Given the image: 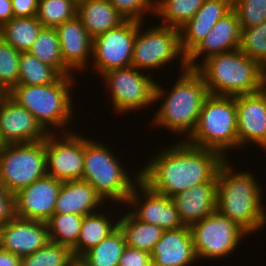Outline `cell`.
<instances>
[{
  "label": "cell",
  "instance_id": "277c9868",
  "mask_svg": "<svg viewBox=\"0 0 266 266\" xmlns=\"http://www.w3.org/2000/svg\"><path fill=\"white\" fill-rule=\"evenodd\" d=\"M211 95L252 94L265 88L264 68L240 49L206 58L195 68Z\"/></svg>",
  "mask_w": 266,
  "mask_h": 266
},
{
  "label": "cell",
  "instance_id": "74e56055",
  "mask_svg": "<svg viewBox=\"0 0 266 266\" xmlns=\"http://www.w3.org/2000/svg\"><path fill=\"white\" fill-rule=\"evenodd\" d=\"M241 30L266 21V0H232Z\"/></svg>",
  "mask_w": 266,
  "mask_h": 266
},
{
  "label": "cell",
  "instance_id": "f6af8a7d",
  "mask_svg": "<svg viewBox=\"0 0 266 266\" xmlns=\"http://www.w3.org/2000/svg\"><path fill=\"white\" fill-rule=\"evenodd\" d=\"M9 96V90L0 83V103Z\"/></svg>",
  "mask_w": 266,
  "mask_h": 266
},
{
  "label": "cell",
  "instance_id": "9a60e30c",
  "mask_svg": "<svg viewBox=\"0 0 266 266\" xmlns=\"http://www.w3.org/2000/svg\"><path fill=\"white\" fill-rule=\"evenodd\" d=\"M238 148L256 144L266 152V88L235 96Z\"/></svg>",
  "mask_w": 266,
  "mask_h": 266
},
{
  "label": "cell",
  "instance_id": "9c48e42d",
  "mask_svg": "<svg viewBox=\"0 0 266 266\" xmlns=\"http://www.w3.org/2000/svg\"><path fill=\"white\" fill-rule=\"evenodd\" d=\"M47 175L45 140L7 144L0 151V184L10 193Z\"/></svg>",
  "mask_w": 266,
  "mask_h": 266
},
{
  "label": "cell",
  "instance_id": "d6986e66",
  "mask_svg": "<svg viewBox=\"0 0 266 266\" xmlns=\"http://www.w3.org/2000/svg\"><path fill=\"white\" fill-rule=\"evenodd\" d=\"M241 28L236 12L232 9L219 19L204 39L186 56L187 67L195 69L201 60L210 56L236 50L240 47ZM198 60V61H197ZM198 62V63H197Z\"/></svg>",
  "mask_w": 266,
  "mask_h": 266
},
{
  "label": "cell",
  "instance_id": "ee69618b",
  "mask_svg": "<svg viewBox=\"0 0 266 266\" xmlns=\"http://www.w3.org/2000/svg\"><path fill=\"white\" fill-rule=\"evenodd\" d=\"M0 266H21V258L0 248Z\"/></svg>",
  "mask_w": 266,
  "mask_h": 266
},
{
  "label": "cell",
  "instance_id": "7bdbcfd3",
  "mask_svg": "<svg viewBox=\"0 0 266 266\" xmlns=\"http://www.w3.org/2000/svg\"><path fill=\"white\" fill-rule=\"evenodd\" d=\"M14 17L11 0H0V27Z\"/></svg>",
  "mask_w": 266,
  "mask_h": 266
},
{
  "label": "cell",
  "instance_id": "6da1fadb",
  "mask_svg": "<svg viewBox=\"0 0 266 266\" xmlns=\"http://www.w3.org/2000/svg\"><path fill=\"white\" fill-rule=\"evenodd\" d=\"M157 152L140 170V180L155 193L172 197L197 184L217 182L226 159L217 151L178 141Z\"/></svg>",
  "mask_w": 266,
  "mask_h": 266
},
{
  "label": "cell",
  "instance_id": "7c38bea8",
  "mask_svg": "<svg viewBox=\"0 0 266 266\" xmlns=\"http://www.w3.org/2000/svg\"><path fill=\"white\" fill-rule=\"evenodd\" d=\"M137 21L126 20L93 39L92 64L101 77L110 70L131 66Z\"/></svg>",
  "mask_w": 266,
  "mask_h": 266
},
{
  "label": "cell",
  "instance_id": "ba28073f",
  "mask_svg": "<svg viewBox=\"0 0 266 266\" xmlns=\"http://www.w3.org/2000/svg\"><path fill=\"white\" fill-rule=\"evenodd\" d=\"M143 24V25H142ZM143 22L137 21V32L133 44L131 66L143 72L147 69L163 68L170 62L181 59V71L186 70V55L181 50L180 33L178 29L166 25H153L147 30L142 28ZM142 29V31H141ZM145 29V30H143Z\"/></svg>",
  "mask_w": 266,
  "mask_h": 266
},
{
  "label": "cell",
  "instance_id": "bcb514c9",
  "mask_svg": "<svg viewBox=\"0 0 266 266\" xmlns=\"http://www.w3.org/2000/svg\"><path fill=\"white\" fill-rule=\"evenodd\" d=\"M71 266H87V265L84 264L79 258H76V259L72 262Z\"/></svg>",
  "mask_w": 266,
  "mask_h": 266
},
{
  "label": "cell",
  "instance_id": "8d00e7d4",
  "mask_svg": "<svg viewBox=\"0 0 266 266\" xmlns=\"http://www.w3.org/2000/svg\"><path fill=\"white\" fill-rule=\"evenodd\" d=\"M20 55V51L0 38V83L9 91L19 82Z\"/></svg>",
  "mask_w": 266,
  "mask_h": 266
},
{
  "label": "cell",
  "instance_id": "44dd1931",
  "mask_svg": "<svg viewBox=\"0 0 266 266\" xmlns=\"http://www.w3.org/2000/svg\"><path fill=\"white\" fill-rule=\"evenodd\" d=\"M151 257L152 266H190L198 261L190 227L164 230Z\"/></svg>",
  "mask_w": 266,
  "mask_h": 266
},
{
  "label": "cell",
  "instance_id": "cb8c5ba5",
  "mask_svg": "<svg viewBox=\"0 0 266 266\" xmlns=\"http://www.w3.org/2000/svg\"><path fill=\"white\" fill-rule=\"evenodd\" d=\"M103 202V203H102ZM105 201L95 188L84 180L63 181L57 196L54 213H74L86 216L96 212Z\"/></svg>",
  "mask_w": 266,
  "mask_h": 266
},
{
  "label": "cell",
  "instance_id": "ac0fdd59",
  "mask_svg": "<svg viewBox=\"0 0 266 266\" xmlns=\"http://www.w3.org/2000/svg\"><path fill=\"white\" fill-rule=\"evenodd\" d=\"M0 131L6 144L39 142L49 134L34 115L9 96L0 103Z\"/></svg>",
  "mask_w": 266,
  "mask_h": 266
},
{
  "label": "cell",
  "instance_id": "83f0119b",
  "mask_svg": "<svg viewBox=\"0 0 266 266\" xmlns=\"http://www.w3.org/2000/svg\"><path fill=\"white\" fill-rule=\"evenodd\" d=\"M43 26L36 18L13 17L0 27V38L20 52H28Z\"/></svg>",
  "mask_w": 266,
  "mask_h": 266
},
{
  "label": "cell",
  "instance_id": "7a4b0ae2",
  "mask_svg": "<svg viewBox=\"0 0 266 266\" xmlns=\"http://www.w3.org/2000/svg\"><path fill=\"white\" fill-rule=\"evenodd\" d=\"M180 75L170 92L156 82L154 102L161 99L163 103H160L151 124L183 135L185 139L182 141H185L194 132L202 105L209 93L204 80L195 69L187 68Z\"/></svg>",
  "mask_w": 266,
  "mask_h": 266
},
{
  "label": "cell",
  "instance_id": "d590c367",
  "mask_svg": "<svg viewBox=\"0 0 266 266\" xmlns=\"http://www.w3.org/2000/svg\"><path fill=\"white\" fill-rule=\"evenodd\" d=\"M240 51L266 67V21L254 27L241 30Z\"/></svg>",
  "mask_w": 266,
  "mask_h": 266
},
{
  "label": "cell",
  "instance_id": "d6a6232c",
  "mask_svg": "<svg viewBox=\"0 0 266 266\" xmlns=\"http://www.w3.org/2000/svg\"><path fill=\"white\" fill-rule=\"evenodd\" d=\"M62 75L53 67L41 62L29 52H21L19 59V82L23 85L55 83Z\"/></svg>",
  "mask_w": 266,
  "mask_h": 266
},
{
  "label": "cell",
  "instance_id": "60d3db41",
  "mask_svg": "<svg viewBox=\"0 0 266 266\" xmlns=\"http://www.w3.org/2000/svg\"><path fill=\"white\" fill-rule=\"evenodd\" d=\"M15 217V194L0 184V227Z\"/></svg>",
  "mask_w": 266,
  "mask_h": 266
},
{
  "label": "cell",
  "instance_id": "d4e9b609",
  "mask_svg": "<svg viewBox=\"0 0 266 266\" xmlns=\"http://www.w3.org/2000/svg\"><path fill=\"white\" fill-rule=\"evenodd\" d=\"M76 16L93 39L126 21L108 0H81Z\"/></svg>",
  "mask_w": 266,
  "mask_h": 266
},
{
  "label": "cell",
  "instance_id": "5b68a950",
  "mask_svg": "<svg viewBox=\"0 0 266 266\" xmlns=\"http://www.w3.org/2000/svg\"><path fill=\"white\" fill-rule=\"evenodd\" d=\"M76 80L74 76H61L51 84H18L9 91V97L34 115L48 133L56 127L59 133L70 132L63 127H68L74 115L71 89Z\"/></svg>",
  "mask_w": 266,
  "mask_h": 266
},
{
  "label": "cell",
  "instance_id": "52a82bcc",
  "mask_svg": "<svg viewBox=\"0 0 266 266\" xmlns=\"http://www.w3.org/2000/svg\"><path fill=\"white\" fill-rule=\"evenodd\" d=\"M119 160L106 144L84 137L82 180L91 184L105 202L126 204L135 183L140 181V171L136 178H130Z\"/></svg>",
  "mask_w": 266,
  "mask_h": 266
},
{
  "label": "cell",
  "instance_id": "30bf717a",
  "mask_svg": "<svg viewBox=\"0 0 266 266\" xmlns=\"http://www.w3.org/2000/svg\"><path fill=\"white\" fill-rule=\"evenodd\" d=\"M197 258L222 259L236 250L248 234L233 220L215 210L190 226ZM240 241V242H239Z\"/></svg>",
  "mask_w": 266,
  "mask_h": 266
},
{
  "label": "cell",
  "instance_id": "484cf974",
  "mask_svg": "<svg viewBox=\"0 0 266 266\" xmlns=\"http://www.w3.org/2000/svg\"><path fill=\"white\" fill-rule=\"evenodd\" d=\"M108 216L97 210L83 217L77 245L72 249L75 258H80L118 228V219L116 223H112L111 216Z\"/></svg>",
  "mask_w": 266,
  "mask_h": 266
},
{
  "label": "cell",
  "instance_id": "ffe728a7",
  "mask_svg": "<svg viewBox=\"0 0 266 266\" xmlns=\"http://www.w3.org/2000/svg\"><path fill=\"white\" fill-rule=\"evenodd\" d=\"M63 63L73 72L87 70L92 57L93 38L88 34L81 20L73 19L55 27Z\"/></svg>",
  "mask_w": 266,
  "mask_h": 266
},
{
  "label": "cell",
  "instance_id": "8992f818",
  "mask_svg": "<svg viewBox=\"0 0 266 266\" xmlns=\"http://www.w3.org/2000/svg\"><path fill=\"white\" fill-rule=\"evenodd\" d=\"M185 141L195 147L217 151L227 160V150L238 148L235 96L209 94L194 132Z\"/></svg>",
  "mask_w": 266,
  "mask_h": 266
},
{
  "label": "cell",
  "instance_id": "f546056e",
  "mask_svg": "<svg viewBox=\"0 0 266 266\" xmlns=\"http://www.w3.org/2000/svg\"><path fill=\"white\" fill-rule=\"evenodd\" d=\"M125 238L118 227L100 244L84 253L79 259L87 266H119Z\"/></svg>",
  "mask_w": 266,
  "mask_h": 266
},
{
  "label": "cell",
  "instance_id": "4dcf8cb0",
  "mask_svg": "<svg viewBox=\"0 0 266 266\" xmlns=\"http://www.w3.org/2000/svg\"><path fill=\"white\" fill-rule=\"evenodd\" d=\"M204 2L205 0H155L154 14L165 21L162 25L179 30L196 14Z\"/></svg>",
  "mask_w": 266,
  "mask_h": 266
},
{
  "label": "cell",
  "instance_id": "4fadbf2b",
  "mask_svg": "<svg viewBox=\"0 0 266 266\" xmlns=\"http://www.w3.org/2000/svg\"><path fill=\"white\" fill-rule=\"evenodd\" d=\"M49 133L45 139L47 175L60 181L81 180L84 162V137L63 132L61 136Z\"/></svg>",
  "mask_w": 266,
  "mask_h": 266
},
{
  "label": "cell",
  "instance_id": "f1b7e54d",
  "mask_svg": "<svg viewBox=\"0 0 266 266\" xmlns=\"http://www.w3.org/2000/svg\"><path fill=\"white\" fill-rule=\"evenodd\" d=\"M28 52L41 62L55 68L62 76H74L73 72L63 63L55 28L43 27Z\"/></svg>",
  "mask_w": 266,
  "mask_h": 266
},
{
  "label": "cell",
  "instance_id": "2e32d148",
  "mask_svg": "<svg viewBox=\"0 0 266 266\" xmlns=\"http://www.w3.org/2000/svg\"><path fill=\"white\" fill-rule=\"evenodd\" d=\"M62 181L45 175L15 194V216L46 222L53 214Z\"/></svg>",
  "mask_w": 266,
  "mask_h": 266
},
{
  "label": "cell",
  "instance_id": "1f68e13d",
  "mask_svg": "<svg viewBox=\"0 0 266 266\" xmlns=\"http://www.w3.org/2000/svg\"><path fill=\"white\" fill-rule=\"evenodd\" d=\"M83 217L74 213H54L46 221L50 241L73 249L79 239Z\"/></svg>",
  "mask_w": 266,
  "mask_h": 266
},
{
  "label": "cell",
  "instance_id": "7402d4cb",
  "mask_svg": "<svg viewBox=\"0 0 266 266\" xmlns=\"http://www.w3.org/2000/svg\"><path fill=\"white\" fill-rule=\"evenodd\" d=\"M231 10L232 0H205L196 14L179 29L182 52L187 56Z\"/></svg>",
  "mask_w": 266,
  "mask_h": 266
},
{
  "label": "cell",
  "instance_id": "3957f363",
  "mask_svg": "<svg viewBox=\"0 0 266 266\" xmlns=\"http://www.w3.org/2000/svg\"><path fill=\"white\" fill-rule=\"evenodd\" d=\"M227 159L218 169L217 209L248 235L266 224L262 187L250 172H236Z\"/></svg>",
  "mask_w": 266,
  "mask_h": 266
},
{
  "label": "cell",
  "instance_id": "f35d334b",
  "mask_svg": "<svg viewBox=\"0 0 266 266\" xmlns=\"http://www.w3.org/2000/svg\"><path fill=\"white\" fill-rule=\"evenodd\" d=\"M126 19L144 22L145 14L155 13V0H108Z\"/></svg>",
  "mask_w": 266,
  "mask_h": 266
},
{
  "label": "cell",
  "instance_id": "8fae6325",
  "mask_svg": "<svg viewBox=\"0 0 266 266\" xmlns=\"http://www.w3.org/2000/svg\"><path fill=\"white\" fill-rule=\"evenodd\" d=\"M133 66L105 72L102 75L109 88L114 111L123 114L153 105L156 81L152 74L140 73Z\"/></svg>",
  "mask_w": 266,
  "mask_h": 266
},
{
  "label": "cell",
  "instance_id": "ab89813d",
  "mask_svg": "<svg viewBox=\"0 0 266 266\" xmlns=\"http://www.w3.org/2000/svg\"><path fill=\"white\" fill-rule=\"evenodd\" d=\"M119 266H152L151 253L126 246Z\"/></svg>",
  "mask_w": 266,
  "mask_h": 266
},
{
  "label": "cell",
  "instance_id": "5bb4252c",
  "mask_svg": "<svg viewBox=\"0 0 266 266\" xmlns=\"http://www.w3.org/2000/svg\"><path fill=\"white\" fill-rule=\"evenodd\" d=\"M126 205L134 208L131 211L129 210V212L137 220L159 226L163 230H175L185 226L180 220L179 213L172 198L155 193L141 180L133 187Z\"/></svg>",
  "mask_w": 266,
  "mask_h": 266
},
{
  "label": "cell",
  "instance_id": "4316f807",
  "mask_svg": "<svg viewBox=\"0 0 266 266\" xmlns=\"http://www.w3.org/2000/svg\"><path fill=\"white\" fill-rule=\"evenodd\" d=\"M123 215L118 219V227L124 235L126 246L151 253L164 230L137 220L129 210Z\"/></svg>",
  "mask_w": 266,
  "mask_h": 266
},
{
  "label": "cell",
  "instance_id": "603a6c76",
  "mask_svg": "<svg viewBox=\"0 0 266 266\" xmlns=\"http://www.w3.org/2000/svg\"><path fill=\"white\" fill-rule=\"evenodd\" d=\"M185 226L206 218L217 209V182L197 184L171 197Z\"/></svg>",
  "mask_w": 266,
  "mask_h": 266
},
{
  "label": "cell",
  "instance_id": "e575fe53",
  "mask_svg": "<svg viewBox=\"0 0 266 266\" xmlns=\"http://www.w3.org/2000/svg\"><path fill=\"white\" fill-rule=\"evenodd\" d=\"M77 14L74 0H38L36 18L43 27L55 28Z\"/></svg>",
  "mask_w": 266,
  "mask_h": 266
},
{
  "label": "cell",
  "instance_id": "e0dca14e",
  "mask_svg": "<svg viewBox=\"0 0 266 266\" xmlns=\"http://www.w3.org/2000/svg\"><path fill=\"white\" fill-rule=\"evenodd\" d=\"M49 241L46 222L15 216L0 227V248L20 258L36 252Z\"/></svg>",
  "mask_w": 266,
  "mask_h": 266
},
{
  "label": "cell",
  "instance_id": "7dc6e473",
  "mask_svg": "<svg viewBox=\"0 0 266 266\" xmlns=\"http://www.w3.org/2000/svg\"><path fill=\"white\" fill-rule=\"evenodd\" d=\"M6 142L4 141L1 131H0V151L6 146Z\"/></svg>",
  "mask_w": 266,
  "mask_h": 266
},
{
  "label": "cell",
  "instance_id": "b9f144b4",
  "mask_svg": "<svg viewBox=\"0 0 266 266\" xmlns=\"http://www.w3.org/2000/svg\"><path fill=\"white\" fill-rule=\"evenodd\" d=\"M14 17L36 16L38 0H11Z\"/></svg>",
  "mask_w": 266,
  "mask_h": 266
},
{
  "label": "cell",
  "instance_id": "c3c4849f",
  "mask_svg": "<svg viewBox=\"0 0 266 266\" xmlns=\"http://www.w3.org/2000/svg\"><path fill=\"white\" fill-rule=\"evenodd\" d=\"M264 73H265V88H266V67L264 68Z\"/></svg>",
  "mask_w": 266,
  "mask_h": 266
},
{
  "label": "cell",
  "instance_id": "836d02e7",
  "mask_svg": "<svg viewBox=\"0 0 266 266\" xmlns=\"http://www.w3.org/2000/svg\"><path fill=\"white\" fill-rule=\"evenodd\" d=\"M75 259L71 248L49 241L36 252L21 257V266H71Z\"/></svg>",
  "mask_w": 266,
  "mask_h": 266
}]
</instances>
